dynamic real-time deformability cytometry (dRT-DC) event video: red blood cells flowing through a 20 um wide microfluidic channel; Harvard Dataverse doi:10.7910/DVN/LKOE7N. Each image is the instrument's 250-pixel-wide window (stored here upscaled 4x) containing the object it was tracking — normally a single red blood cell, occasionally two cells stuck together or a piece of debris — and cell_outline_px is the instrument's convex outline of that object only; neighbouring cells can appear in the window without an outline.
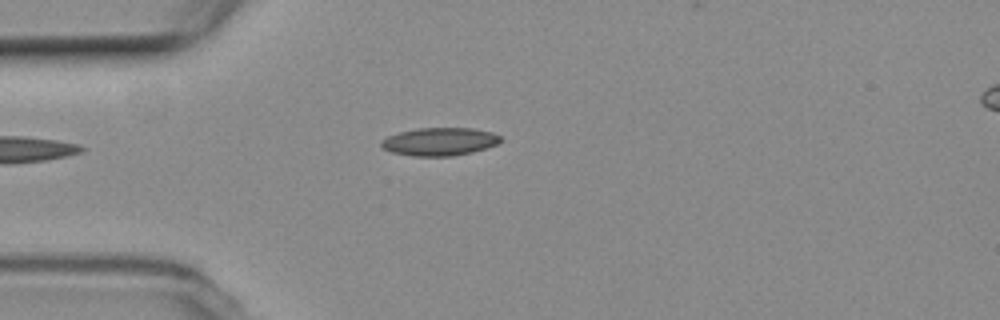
{"species": "common noctule bat (a hibernating species)", "species_latin": "Nyctalus noctula", "temperature_condition": "room temperature", "stored_images_in_passage": 3, "camera_frame_rate_fps": 3000, "um_per_image_px": 0.085, "animal": {"sex": "female", "body_mass_g": 19.3, "forearm_length_mm": 54.1}, "frame": {"image": 1, "passage_image": 3, "time_ms": 2.333, "image_size_px": [1000, 320], "cell_outline_px": [[500, 140], [496, 144], [472, 152], [452, 156], [412, 156], [392, 152], [384, 148], [380, 144], [380, 140], [388, 136], [400, 132], [416, 128], [472, 128], [492, 132], [500, 136]], "centroid_in_image_um": [37.33, 12.03], "position_along_channel_um": 47.7, "area_um2": 19.31}}